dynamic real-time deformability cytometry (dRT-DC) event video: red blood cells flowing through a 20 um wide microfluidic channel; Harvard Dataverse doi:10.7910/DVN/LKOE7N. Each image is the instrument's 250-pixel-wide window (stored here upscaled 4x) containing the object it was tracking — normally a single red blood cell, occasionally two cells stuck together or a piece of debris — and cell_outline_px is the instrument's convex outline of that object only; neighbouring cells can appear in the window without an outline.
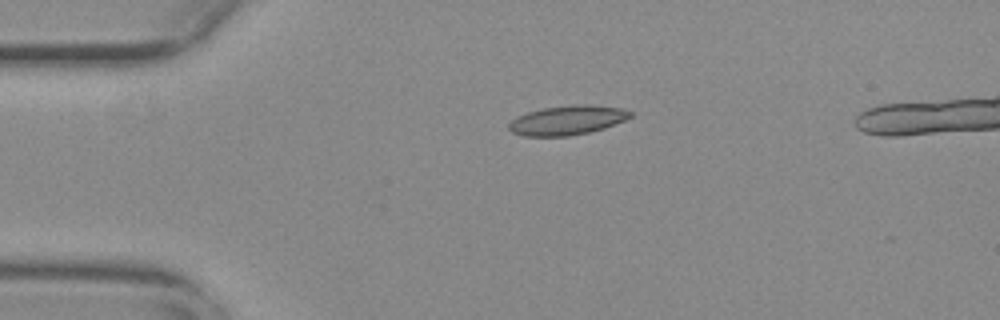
{"species": "common noctule bat (a hibernating species)", "species_latin": "Nyctalus noctula", "temperature_condition": "warm", "stored_images_in_passage": 41, "camera_frame_rate_fps": 3000, "um_per_image_px": 0.085, "animal": {"sex": "female", "body_mass_g": 29.2, "forearm_length_mm": 56.3}, "frame": {"image": 1, "passage_image": 1, "time_ms": 0.0, "image_size_px": [1000, 320], "cell_outline_px": [[632, 116], [624, 120], [604, 128], [588, 132], [568, 136], [524, 136], [512, 132], [508, 128], [508, 124], [516, 116], [528, 112], [544, 108], [572, 104], [592, 104], [624, 108], [632, 112]], "centroid_in_image_um": [48.23, 10.2], "position_along_channel_um": 36.8, "area_um2": 20.87}}
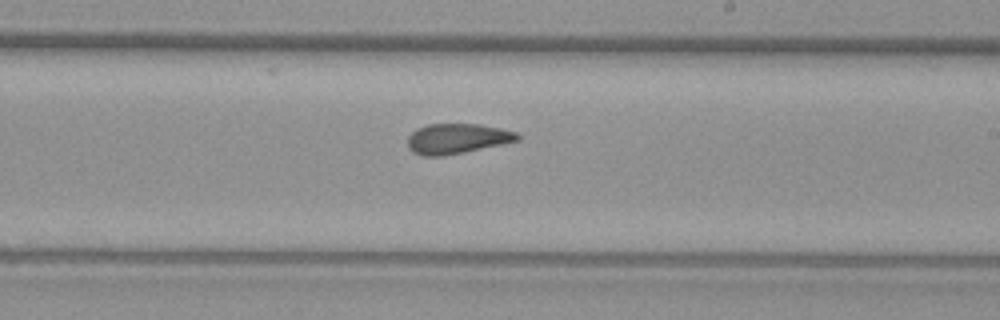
{"frame": {"image": 2, "passage_image": 21, "time_ms": 6.667, "image_size_px": [1000, 320], "cell_outline_px": [[520, 140], [464, 152], [444, 156], [424, 156], [412, 152], [408, 148], [408, 136], [416, 128], [428, 124], [480, 124], [500, 128], [516, 132], [520, 136]], "centroid_in_image_um": [38.83, 11.78], "position_along_channel_um": 250.2, "area_um2": 19.31}}
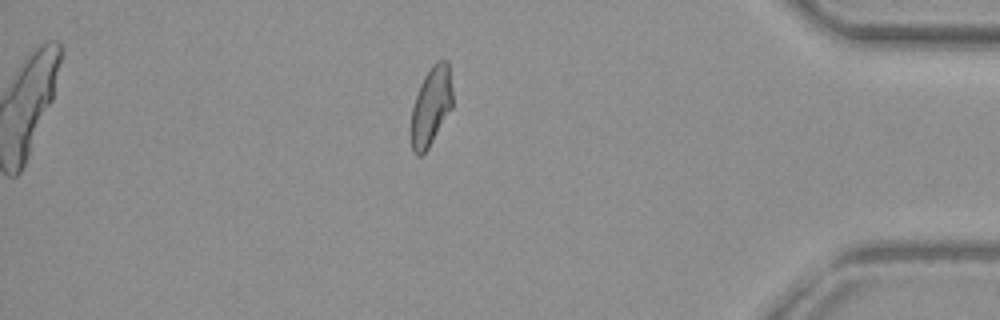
{"frame": {"image": 3, "passage_image": 36, "time_ms": 11.667, "image_size_px": [1000, 320], "cell_outline_px": [[452, 108], [428, 148], [420, 156], [416, 156], [412, 152], [408, 132], [412, 108], [420, 84], [424, 76], [432, 64], [436, 60], [448, 60], [452, 92]], "centroid_in_image_um": [36.59, 9.07], "position_along_channel_um": 398.6, "area_um2": 19.48}}